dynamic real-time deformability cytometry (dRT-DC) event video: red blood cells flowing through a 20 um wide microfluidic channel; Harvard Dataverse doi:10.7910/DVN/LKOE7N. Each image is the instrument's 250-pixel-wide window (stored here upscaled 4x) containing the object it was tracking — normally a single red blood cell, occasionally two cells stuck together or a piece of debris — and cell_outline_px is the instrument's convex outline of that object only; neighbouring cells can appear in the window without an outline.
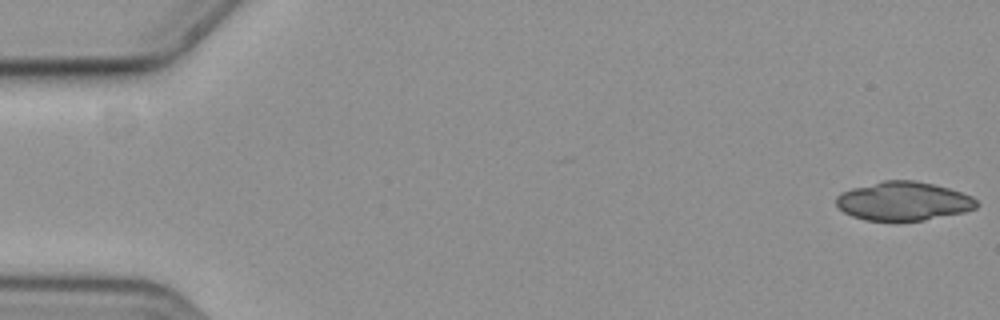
{"species": "common noctule bat (a hibernating species)", "species_latin": "Nyctalus noctula", "temperature_condition": "cold", "stored_images_in_passage": 59, "camera_frame_rate_fps": 3000, "um_per_image_px": 0.085, "animal": {"sex": "female", "body_mass_g": 19.3, "forearm_length_mm": 54.1}, "frame": {"image": 1, "passage_image": 1, "time_ms": 0.0, "image_size_px": [1000, 320], "cell_outline_px": [[980, 204], [976, 208], [964, 212], [924, 220], [864, 220], [852, 216], [844, 212], [836, 204], [836, 196], [840, 192], [852, 188], [884, 180], [916, 180], [948, 188], [972, 196]], "centroid_in_image_um": [76.78, 17.09], "position_along_channel_um": 8.2, "area_um2": 31.62}}
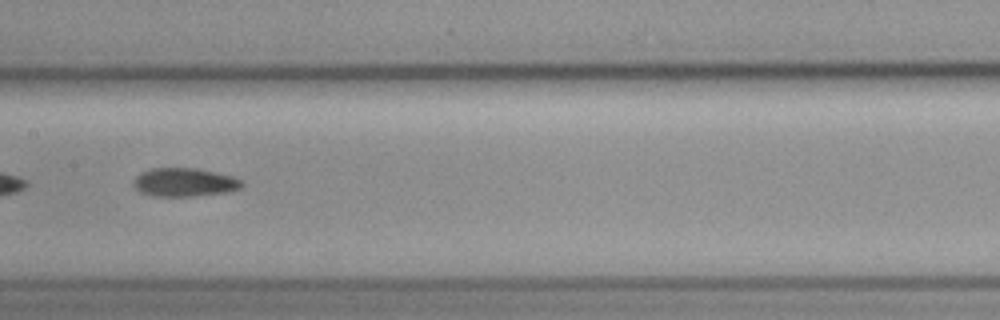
{"frame": {"image": 2, "passage_image": 30, "time_ms": 9.667, "image_size_px": [1000, 320], "cell_outline_px": [[244, 184], [240, 188], [228, 192], [192, 196], [152, 196], [140, 192], [132, 184], [132, 180], [140, 172], [152, 168], [196, 168], [232, 176], [240, 180]], "centroid_in_image_um": [15.63, 15.49], "position_along_channel_um": 191.8, "area_um2": 18.03}}
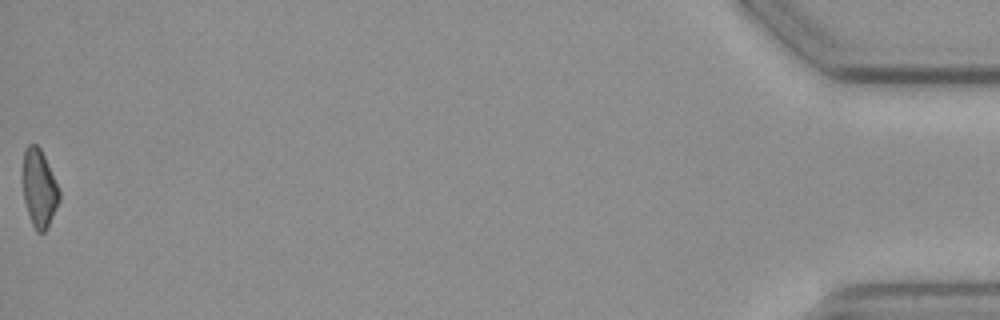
{"frame": {"image": 3, "passage_image": 59, "time_ms": 19.333, "image_size_px": [1000, 320], "cell_outline_px": [[60, 200], [44, 232], [36, 232], [32, 224], [24, 200], [24, 148], [28, 144], [36, 144], [40, 148], [44, 156], [60, 192]], "centroid_in_image_um": [3.33, 16.0], "position_along_channel_um": 431.9, "area_um2": 15.95}, "authors_computed_cell_mechanics": {"area_um2": 17.8602, "velocity_mm_per_s": 3.5843, "shape_relaxation_time_tau1_ms": null, "shape_relaxation_time_tau2_ms": 8.27, "deformation_change_tau1": null, "deformation_change_tau2": 0.1865}}